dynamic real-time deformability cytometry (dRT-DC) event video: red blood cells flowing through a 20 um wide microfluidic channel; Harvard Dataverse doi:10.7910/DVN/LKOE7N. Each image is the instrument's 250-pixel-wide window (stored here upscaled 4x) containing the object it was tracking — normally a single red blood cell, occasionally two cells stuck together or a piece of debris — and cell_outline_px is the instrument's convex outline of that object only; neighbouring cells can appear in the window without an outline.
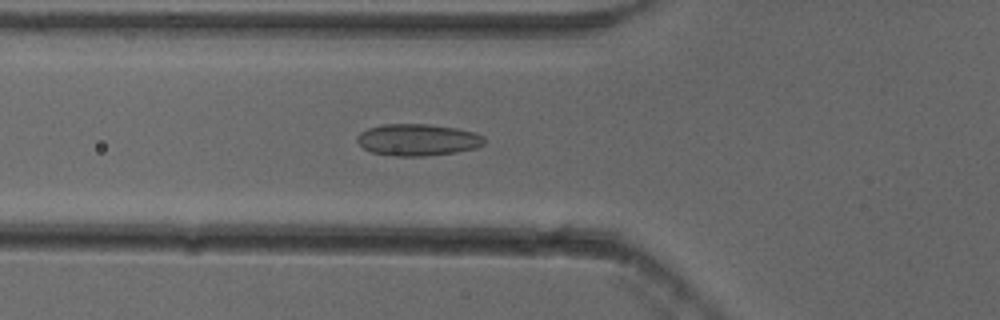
{"species": "common noctule bat (a hibernating species)", "species_latin": "Nyctalus noctula", "temperature_condition": "cold", "stored_images_in_passage": 54, "camera_frame_rate_fps": 3000, "um_per_image_px": 0.085, "animal": {"sex": "female"}, "frame": {"image": 1, "passage_image": 20, "time_ms": 6.333, "image_size_px": [1000, 320], "cell_outline_px": [[484, 144], [476, 148], [456, 152], [424, 156], [396, 156], [372, 152], [364, 148], [356, 140], [356, 136], [360, 132], [368, 128], [384, 124], [428, 124], [456, 128], [476, 132], [484, 136]], "centroid_in_image_um": [35.51, 11.88], "position_along_channel_um": 90.3, "area_um2": 23.58}}
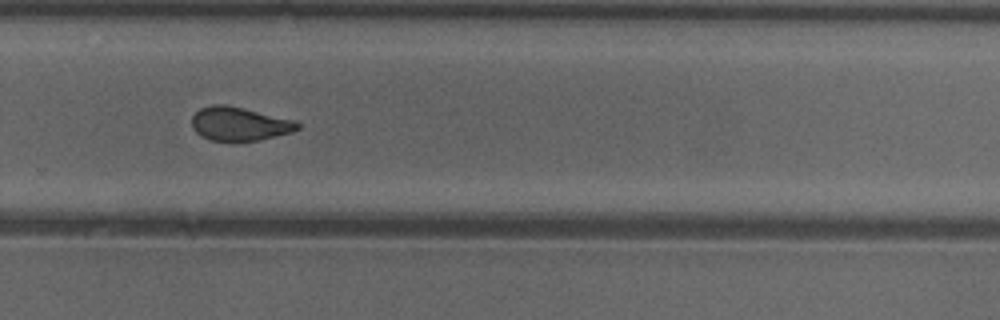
{"frame": {"image": 2, "passage_image": 37, "time_ms": 12.0, "image_size_px": [1000, 320], "cell_outline_px": [[300, 128], [292, 132], [260, 140], [208, 140], [200, 136], [192, 128], [192, 116], [200, 108], [212, 104], [224, 104], [244, 108], [296, 120], [300, 124]], "centroid_in_image_um": [20.35, 10.51], "position_along_channel_um": 309.4, "area_um2": 20.81}}
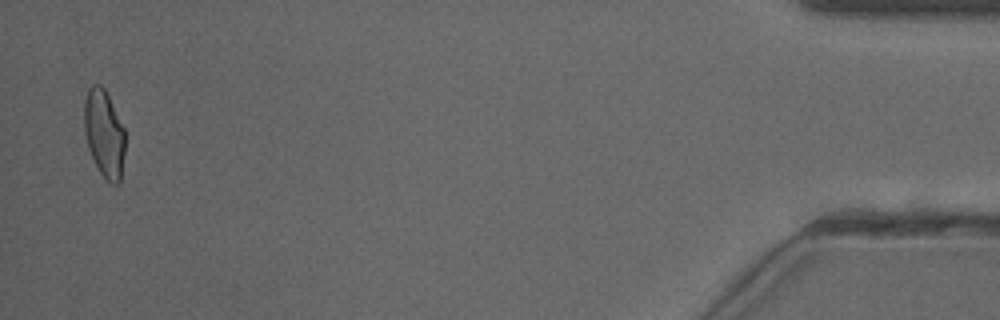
{"frame": {"image": 3, "passage_image": 53, "time_ms": 17.333, "image_size_px": [1000, 320], "cell_outline_px": [[124, 152], [120, 184], [112, 184], [100, 172], [88, 148], [84, 132], [84, 100], [88, 88], [92, 84], [100, 84], [104, 88], [124, 128]], "centroid_in_image_um": [8.84, 11.33], "position_along_channel_um": 426.4, "area_um2": 20.69}, "authors_computed_cell_mechanics": {"area_um2": 21.9062, "velocity_mm_per_s": 3.8553, "shape_relaxation_time_tau1_ms": null, "shape_relaxation_time_tau2_ms": 1.5171, "deformation_change_tau1": null, "deformation_change_tau2": 0.0818}}